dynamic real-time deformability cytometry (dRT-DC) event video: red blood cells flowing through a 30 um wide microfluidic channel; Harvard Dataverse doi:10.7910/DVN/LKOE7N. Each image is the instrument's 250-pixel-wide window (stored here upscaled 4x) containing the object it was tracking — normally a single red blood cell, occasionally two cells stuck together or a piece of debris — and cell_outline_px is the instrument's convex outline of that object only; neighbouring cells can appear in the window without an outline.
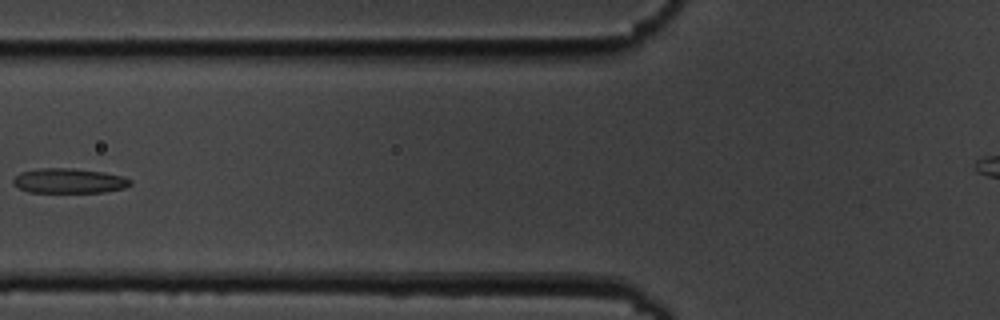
{"species": "common noctule bat (a hibernating species)", "species_latin": "Nyctalus noctula", "temperature_condition": "cold", "stored_images_in_passage": 10, "camera_frame_rate_fps": 3000, "um_per_image_px": 0.085, "animal": {"sex": "male", "body_mass_g": 19.5, "forearm_length_mm": 54.6}, "frame": {"image": 1, "passage_image": 7, "time_ms": 7.0, "image_size_px": [1000, 320], "cell_outline_px": [[132, 184], [124, 188], [104, 192], [28, 192], [12, 184], [12, 180], [20, 172], [40, 168], [72, 168], [104, 172], [124, 176], [132, 180]], "centroid_in_image_um": [5.88, 15.36], "position_along_channel_um": 119.9, "area_um2": 17.05}}
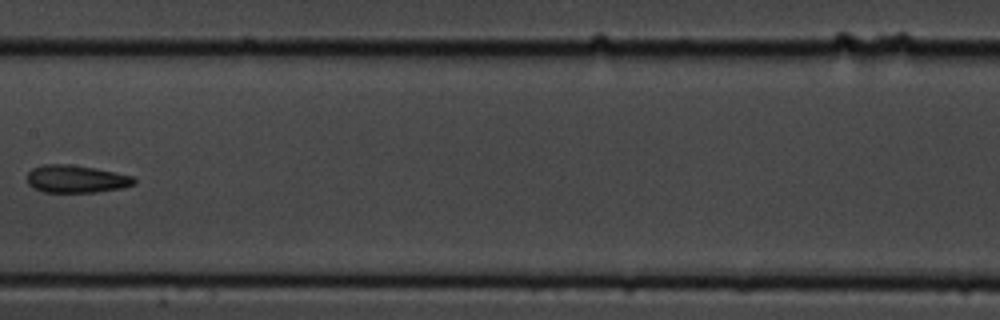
{"frame": {"image": 2, "passage_image": 9, "time_ms": 9.333, "image_size_px": [1000, 320], "cell_outline_px": [[136, 184], [120, 188], [96, 192], [44, 192], [28, 184], [28, 172], [32, 168], [40, 164], [68, 164], [96, 168], [132, 176], [136, 180]], "centroid_in_image_um": [6.47, 15.2], "position_along_channel_um": 200.9, "area_um2": 17.17}}
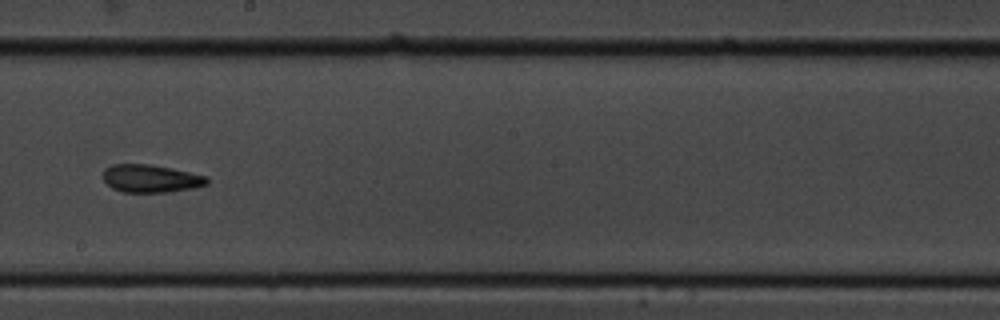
{"frame": {"image": 3, "passage_image": 10, "time_ms": 10.333, "image_size_px": [1000, 320], "cell_outline_px": [[208, 184], [192, 188], [168, 192], [124, 192], [112, 188], [104, 180], [104, 168], [112, 164], [152, 164], [172, 168], [208, 176]], "centroid_in_image_um": [12.83, 15.16], "position_along_channel_um": 235.4, "area_um2": 16.88}}